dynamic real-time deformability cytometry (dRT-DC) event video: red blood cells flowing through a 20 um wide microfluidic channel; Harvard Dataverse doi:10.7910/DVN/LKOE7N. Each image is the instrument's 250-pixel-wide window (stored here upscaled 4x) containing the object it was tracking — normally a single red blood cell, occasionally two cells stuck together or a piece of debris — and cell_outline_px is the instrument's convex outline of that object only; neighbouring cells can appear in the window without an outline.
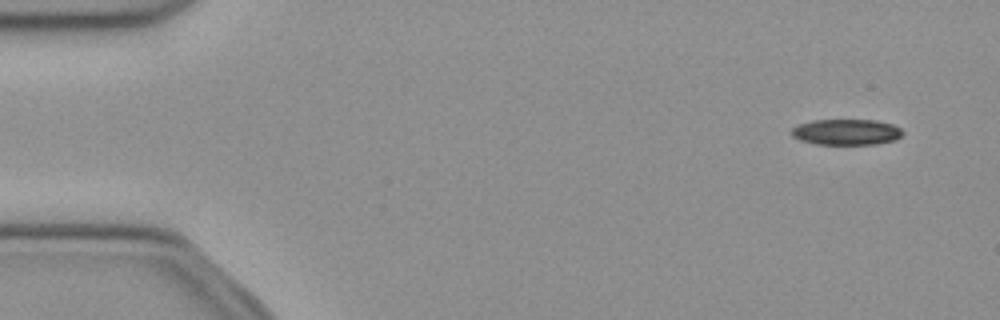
{"species": "common noctule bat (a hibernating species)", "species_latin": "Nyctalus noctula", "temperature_condition": "cold", "stored_images_in_passage": 49, "camera_frame_rate_fps": 3000, "um_per_image_px": 0.085, "animal": {"sex": "female", "body_mass_g": 21.9}, "frame": {"image": 1, "passage_image": 1, "time_ms": 0.0, "image_size_px": [1000, 320], "cell_outline_px": [[904, 132], [896, 140], [876, 144], [816, 144], [800, 140], [792, 136], [792, 128], [800, 124], [812, 120], [876, 120], [892, 124], [900, 128]], "centroid_in_image_um": [71.96, 11.22], "position_along_channel_um": 13.0, "area_um2": 16.7}}
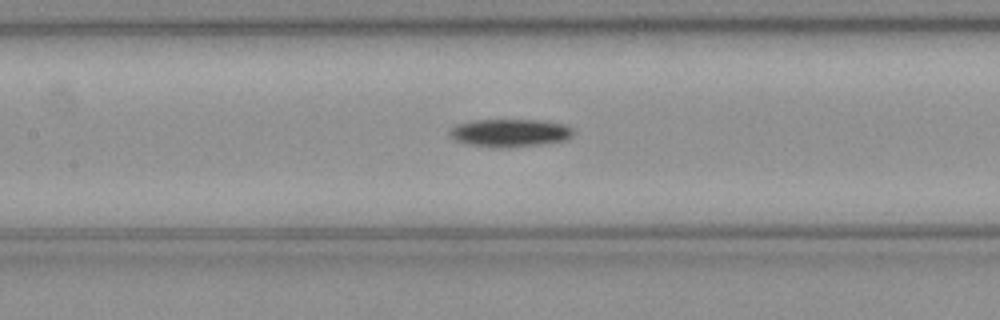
{"frame": {"image": 2, "passage_image": 21, "time_ms": 6.667, "image_size_px": [1000, 320], "cell_outline_px": [[576, 132], [572, 136], [564, 140], [536, 144], [504, 148], [492, 148], [468, 144], [456, 140], [448, 136], [448, 132], [456, 124], [476, 120], [536, 120], [568, 124]], "centroid_in_image_um": [43.33, 11.29], "position_along_channel_um": 164.1, "area_um2": 20.11}}
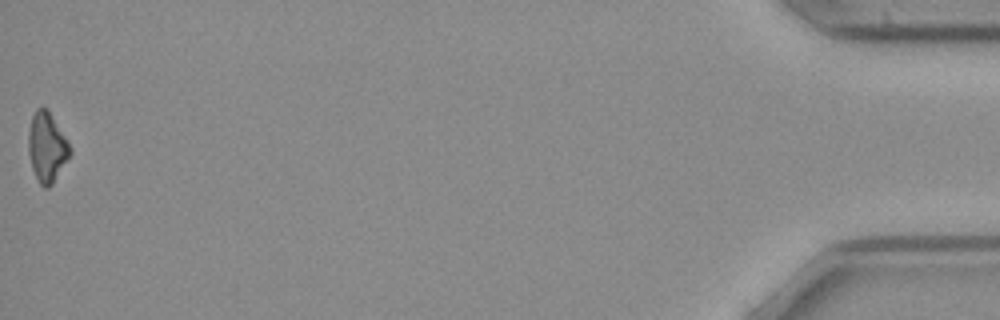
{"frame": {"image": 3, "passage_image": 49, "time_ms": 16.0, "image_size_px": [1000, 320], "cell_outline_px": [[72, 152], [52, 184], [48, 188], [44, 188], [40, 184], [32, 168], [28, 152], [28, 132], [32, 116], [36, 108], [48, 108], [72, 148]], "centroid_in_image_um": [3.99, 12.49], "position_along_channel_um": 431.2, "area_um2": 16.88}, "authors_computed_cell_mechanics": {"area_um2": 18.6116, "velocity_mm_per_s": 3.9865, "shape_relaxation_time_tau1_ms": 5.9663, "shape_relaxation_time_tau2_ms": null, "deformation_change_tau1": 0.1576, "deformation_change_tau2": null}}